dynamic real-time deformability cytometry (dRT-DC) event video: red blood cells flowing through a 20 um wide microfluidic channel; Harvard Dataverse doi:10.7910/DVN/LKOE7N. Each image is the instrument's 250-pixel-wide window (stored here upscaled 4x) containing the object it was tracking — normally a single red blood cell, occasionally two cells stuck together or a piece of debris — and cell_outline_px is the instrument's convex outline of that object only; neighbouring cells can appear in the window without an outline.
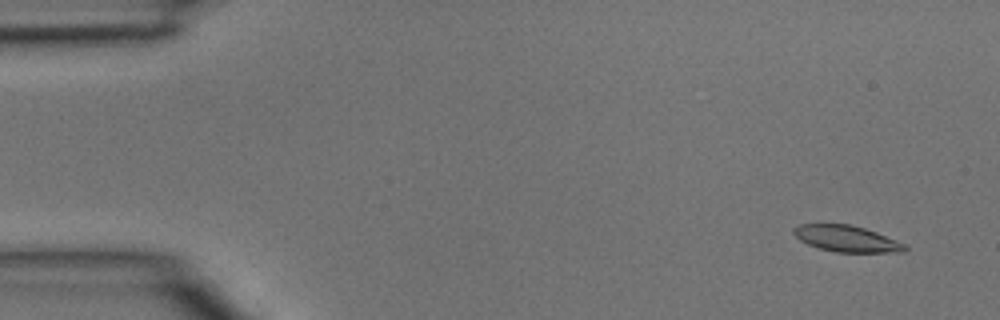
{"species": "common noctule bat (a hibernating species)", "species_latin": "Nyctalus noctula", "temperature_condition": "room temperature", "stored_images_in_passage": 4, "camera_frame_rate_fps": 3000, "um_per_image_px": 0.085, "animal": {"sex": "male", "body_mass_g": 15.6}, "frame": {"image": 1, "passage_image": 1, "time_ms": 0.0, "image_size_px": [1000, 320], "cell_outline_px": [[908, 248], [904, 252], [836, 252], [820, 248], [808, 244], [800, 240], [792, 232], [792, 228], [800, 224], [852, 224], [876, 232], [896, 240], [904, 244]], "centroid_in_image_um": [71.95, 20.28], "position_along_channel_um": 13.0, "area_um2": 16.94}}
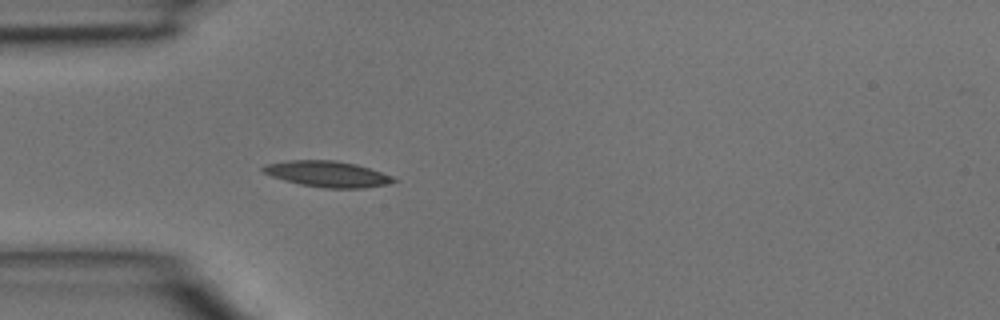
{"frame": {"image": 2, "passage_image": 4, "time_ms": 1.0, "image_size_px": [1000, 320], "cell_outline_px": [[396, 180], [388, 184], [364, 188], [324, 188], [300, 184], [284, 180], [272, 176], [264, 172], [260, 168], [264, 164], [288, 160], [336, 160], [356, 164], [392, 176]], "centroid_in_image_um": [27.79, 14.78], "position_along_channel_um": 57.2, "area_um2": 19.65}}